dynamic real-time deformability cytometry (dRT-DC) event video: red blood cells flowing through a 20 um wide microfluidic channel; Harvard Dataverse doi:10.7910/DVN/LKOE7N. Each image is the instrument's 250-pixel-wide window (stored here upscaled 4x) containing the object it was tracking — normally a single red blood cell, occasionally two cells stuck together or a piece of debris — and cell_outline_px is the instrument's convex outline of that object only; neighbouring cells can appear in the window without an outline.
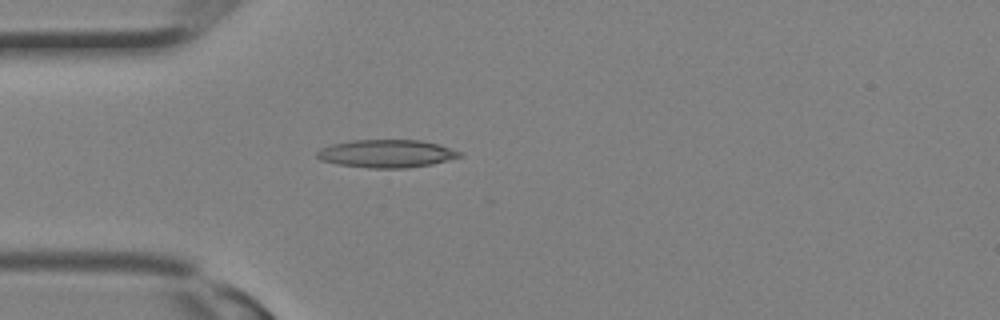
{"species": "Egyptian fruit bat (a non-hibernating species)", "species_latin": "Rousettus aegyptiacus", "temperature_condition": "room temperature", "stored_images_in_passage": 9, "camera_frame_rate_fps": 3000, "um_per_image_px": 0.085, "animal": {"sex": "female"}, "frame": {"image": 1, "passage_image": 1, "time_ms": 0.0, "image_size_px": [1000, 320], "cell_outline_px": [[464, 156], [432, 164], [408, 168], [368, 168], [336, 164], [320, 160], [316, 156], [316, 152], [320, 148], [332, 144], [352, 140], [420, 140], [440, 144], [464, 152]], "centroid_in_image_um": [32.89, 13.06], "position_along_channel_um": 52.1, "area_um2": 23.52}}
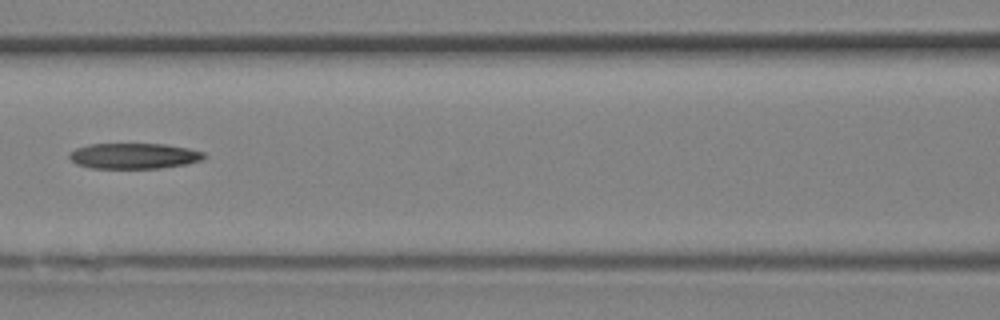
{"frame": {"image": 2, "passage_image": 6, "time_ms": 1.667, "image_size_px": [1000, 320], "cell_outline_px": [[208, 156], [200, 160], [188, 164], [160, 168], [92, 168], [76, 164], [68, 156], [68, 152], [76, 148], [88, 144], [164, 144], [188, 148], [204, 152]], "centroid_in_image_um": [11.38, 13.25], "position_along_channel_um": 155.2, "area_um2": 20.23}}
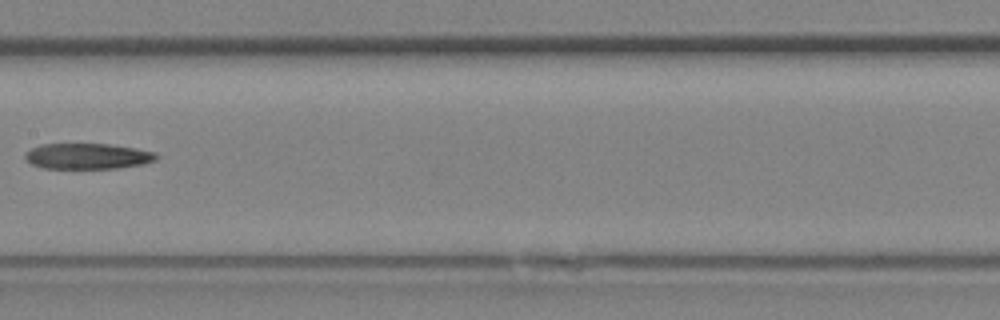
{"frame": {"image": 3, "passage_image": 8, "time_ms": 2.333, "image_size_px": [1000, 320], "cell_outline_px": [[160, 156], [156, 160], [144, 164], [116, 168], [44, 168], [32, 164], [24, 156], [24, 152], [40, 144], [108, 144], [136, 148], [156, 152]], "centroid_in_image_um": [7.48, 13.27], "position_along_channel_um": 199.9, "area_um2": 19.71}}